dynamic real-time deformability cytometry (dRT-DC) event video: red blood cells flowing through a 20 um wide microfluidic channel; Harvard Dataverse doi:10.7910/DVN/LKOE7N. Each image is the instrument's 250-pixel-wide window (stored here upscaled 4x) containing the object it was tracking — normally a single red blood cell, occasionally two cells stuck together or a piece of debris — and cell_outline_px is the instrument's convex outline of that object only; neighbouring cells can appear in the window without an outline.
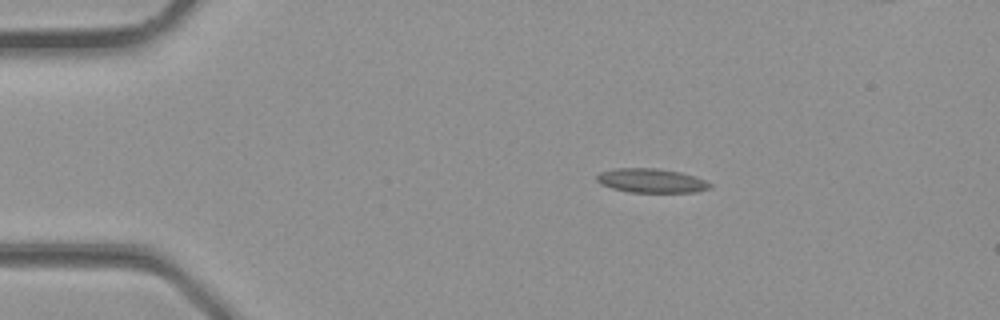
{"species": "common noctule bat (a hibernating species)", "species_latin": "Nyctalus noctula", "temperature_condition": "room temperature", "stored_images_in_passage": 6, "camera_frame_rate_fps": 3000, "um_per_image_px": 0.085, "animal": {"sex": "male", "body_mass_g": 23.1, "forearm_length_mm": 52.7}, "frame": {"image": 1, "passage_image": 1, "time_ms": 0.0, "image_size_px": [1000, 320], "cell_outline_px": [[712, 188], [696, 192], [628, 192], [612, 188], [600, 184], [596, 180], [596, 176], [600, 172], [612, 168], [656, 168], [680, 172], [696, 176], [712, 184]], "centroid_in_image_um": [55.35, 15.35], "position_along_channel_um": 29.6, "area_um2": 16.07}}